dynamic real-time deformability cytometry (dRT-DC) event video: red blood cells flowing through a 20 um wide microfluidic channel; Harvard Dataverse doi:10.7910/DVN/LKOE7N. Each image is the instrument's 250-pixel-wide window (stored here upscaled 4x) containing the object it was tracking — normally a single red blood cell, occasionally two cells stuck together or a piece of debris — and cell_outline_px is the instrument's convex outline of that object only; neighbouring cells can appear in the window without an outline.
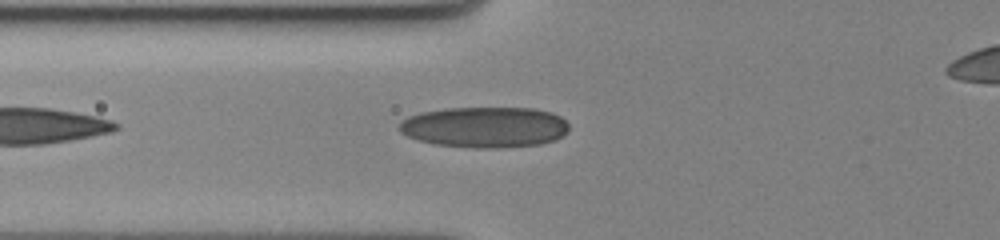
{"species": "human", "species_latin": "Homo sapiens", "temperature_condition": "cold", "stored_images_in_passage": 18, "camera_frame_rate_fps": 3000, "um_per_image_px": 0.085, "donor": {"sex": "female"}, "frame": {"image": 1, "passage_image": 3, "time_ms": 0.667, "image_size_px": [1000, 240], "cell_outline_px": [[568, 132], [564, 136], [556, 140], [540, 144], [500, 148], [476, 148], [432, 144], [408, 136], [400, 132], [400, 124], [408, 116], [420, 112], [448, 108], [532, 108], [552, 112], [560, 116], [568, 124]], "centroid_in_image_um": [41.24, 10.81], "position_along_channel_um": 84.6, "area_um2": 40.52}}
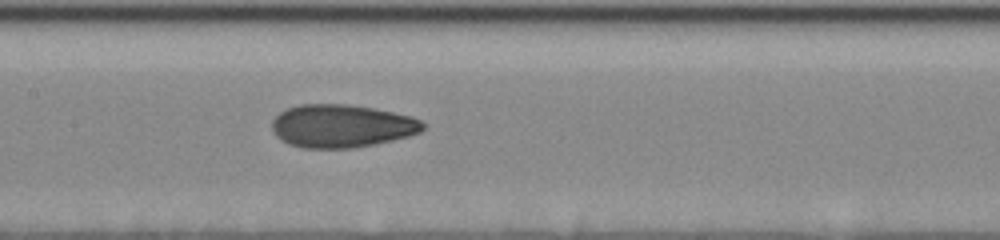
{"frame": {"image": 2, "passage_image": 11, "time_ms": 3.333, "image_size_px": [1000, 240], "cell_outline_px": [[424, 128], [420, 132], [408, 136], [392, 140], [352, 148], [304, 148], [288, 144], [280, 140], [272, 132], [272, 120], [280, 112], [288, 108], [300, 104], [348, 104], [372, 108], [412, 116], [420, 120], [424, 124]], "centroid_in_image_um": [29.0, 10.71], "position_along_channel_um": 178.4, "area_um2": 37.8}}
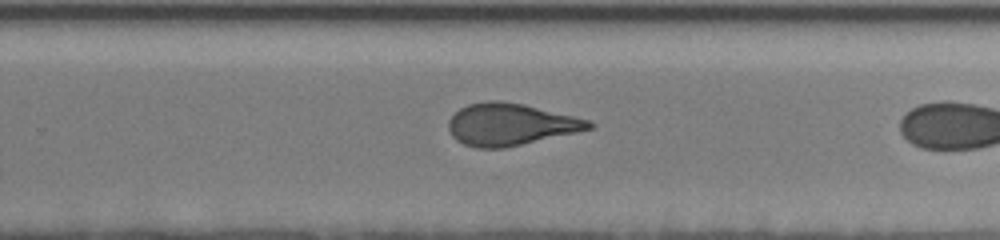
{"frame": {"image": 3, "passage_image": 17, "time_ms": 5.333, "image_size_px": [1000, 240], "cell_outline_px": [[596, 124], [592, 128], [576, 132], [504, 148], [476, 148], [464, 144], [456, 140], [452, 136], [448, 128], [448, 120], [460, 108], [468, 104], [488, 100], [500, 100], [524, 104], [588, 120]], "centroid_in_image_um": [43.34, 10.57], "position_along_channel_um": 286.5, "area_um2": 34.16}}